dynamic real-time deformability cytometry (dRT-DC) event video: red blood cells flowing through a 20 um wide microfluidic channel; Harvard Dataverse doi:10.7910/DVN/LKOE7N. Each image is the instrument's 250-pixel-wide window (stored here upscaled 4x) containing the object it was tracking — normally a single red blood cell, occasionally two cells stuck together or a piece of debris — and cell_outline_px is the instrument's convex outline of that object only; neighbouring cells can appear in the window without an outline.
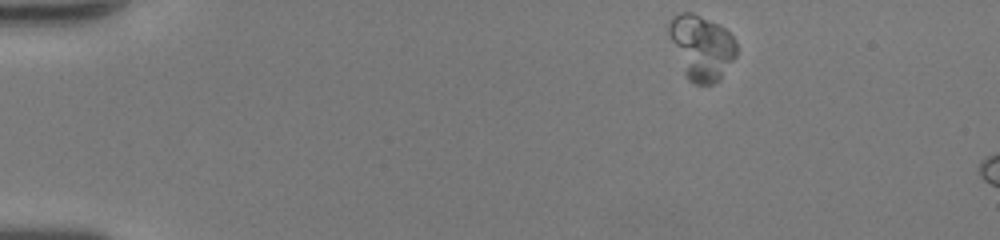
{"species": "human", "species_latin": "Homo sapiens", "temperature_condition": "room temperature", "stored_images_in_passage": 7, "camera_frame_rate_fps": 3000, "um_per_image_px": 0.085, "donor": {"sex": "female"}, "frame": {"image": 1, "passage_image": 1, "time_ms": 0.0, "image_size_px": [1000, 240], "cell_outline_px": [[736, 56], [720, 80], [712, 84], [696, 84], [688, 80], [684, 72], [668, 32], [668, 24], [680, 12], [692, 12], [724, 28], [736, 40]], "centroid_in_image_um": [59.65, 4.05], "position_along_channel_um": 25.4, "area_um2": 25.09}}